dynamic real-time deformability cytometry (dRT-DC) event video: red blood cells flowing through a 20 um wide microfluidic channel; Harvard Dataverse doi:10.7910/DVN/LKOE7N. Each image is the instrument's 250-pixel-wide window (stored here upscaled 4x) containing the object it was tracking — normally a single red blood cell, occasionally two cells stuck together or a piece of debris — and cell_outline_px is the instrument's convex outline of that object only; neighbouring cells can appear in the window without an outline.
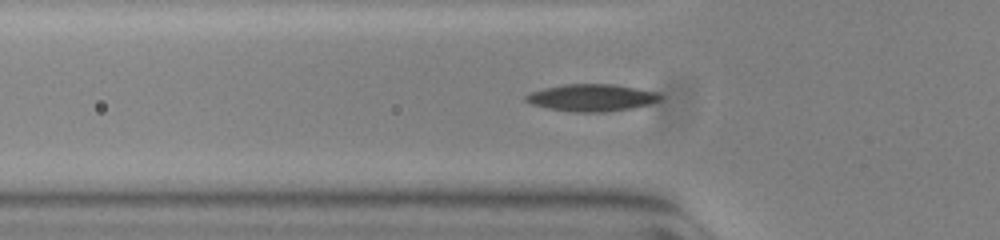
{"species": "common noctule bat (a hibernating species)", "species_latin": "Nyctalus noctula", "temperature_condition": "warm", "stored_images_in_passage": 48, "camera_frame_rate_fps": 3000, "um_per_image_px": 0.085, "animal": {"sex": "female", "body_mass_g": 23.0, "forearm_length_mm": 53.4}, "frame": {"image": 1, "passage_image": 18, "time_ms": 5.667, "image_size_px": [1000, 240], "cell_outline_px": [[664, 96], [660, 100], [648, 104], [632, 108], [604, 112], [572, 112], [548, 108], [532, 104], [524, 100], [524, 96], [532, 92], [544, 88], [564, 84], [612, 84], [636, 88], [656, 92]], "centroid_in_image_um": [50.29, 8.3], "position_along_channel_um": 75.5, "area_um2": 21.15}}
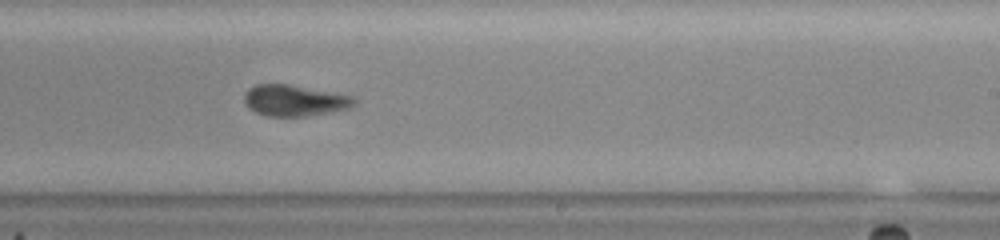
{"frame": {"image": 2, "passage_image": 33, "time_ms": 10.667, "image_size_px": [1000, 240], "cell_outline_px": [[356, 104], [348, 108], [332, 112], [304, 116], [268, 116], [256, 112], [248, 108], [244, 100], [244, 92], [248, 88], [256, 84], [288, 84], [356, 96]], "centroid_in_image_um": [25.04, 8.53], "position_along_channel_um": 264.0, "area_um2": 20.11}}
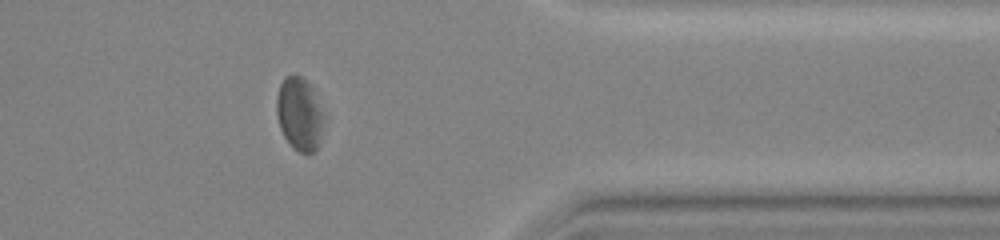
{"frame": {"image": 3, "passage_image": 44, "time_ms": 14.333, "image_size_px": [1000, 240], "cell_outline_px": [[324, 116], [316, 152], [308, 156], [292, 148], [284, 136], [280, 128], [276, 112], [276, 96], [280, 84], [284, 76], [300, 76], [312, 88]], "centroid_in_image_um": [25.43, 9.73], "position_along_channel_um": 386.0, "area_um2": 20.06}, "authors_computed_cell_mechanics": {"area_um2": 20.7791, "velocity_mm_per_s": 3.7655, "shape_relaxation_time_tau1_ms": 11.0071, "shape_relaxation_time_tau2_ms": 1.9238, "deformation_change_tau1": 0.2373, "deformation_change_tau2": 0.0891}}